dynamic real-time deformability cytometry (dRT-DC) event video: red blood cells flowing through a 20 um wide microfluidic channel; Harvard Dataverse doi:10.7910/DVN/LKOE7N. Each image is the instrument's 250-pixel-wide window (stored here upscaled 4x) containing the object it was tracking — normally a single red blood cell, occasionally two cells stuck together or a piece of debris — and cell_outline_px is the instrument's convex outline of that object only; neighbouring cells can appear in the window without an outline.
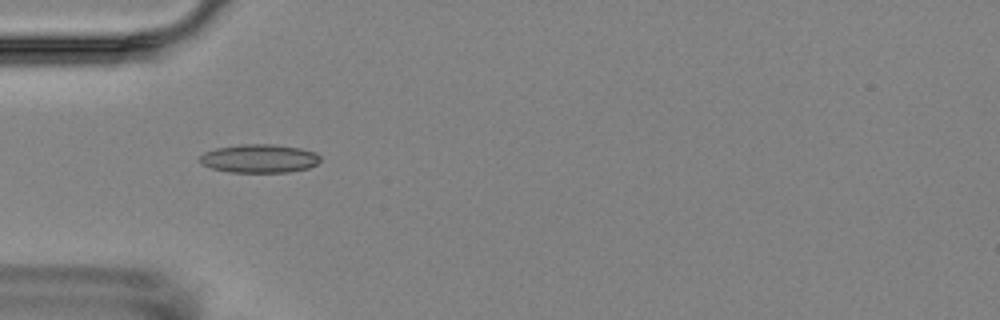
{"species": "Egyptian fruit bat (a non-hibernating species)", "species_latin": "Rousettus aegyptiacus", "temperature_condition": "room temperature", "stored_images_in_passage": 5, "camera_frame_rate_fps": 3000, "um_per_image_px": 0.085, "animal": {"sex": "female"}, "frame": {"image": 1, "passage_image": 4, "time_ms": 3.667, "image_size_px": [1000, 320], "cell_outline_px": [[320, 160], [316, 164], [308, 168], [288, 172], [232, 172], [212, 168], [200, 164], [200, 156], [204, 152], [216, 148], [240, 144], [272, 144], [300, 148], [316, 152], [320, 156]], "centroid_in_image_um": [22.04, 13.47], "position_along_channel_um": 63.0, "area_um2": 20.0}}